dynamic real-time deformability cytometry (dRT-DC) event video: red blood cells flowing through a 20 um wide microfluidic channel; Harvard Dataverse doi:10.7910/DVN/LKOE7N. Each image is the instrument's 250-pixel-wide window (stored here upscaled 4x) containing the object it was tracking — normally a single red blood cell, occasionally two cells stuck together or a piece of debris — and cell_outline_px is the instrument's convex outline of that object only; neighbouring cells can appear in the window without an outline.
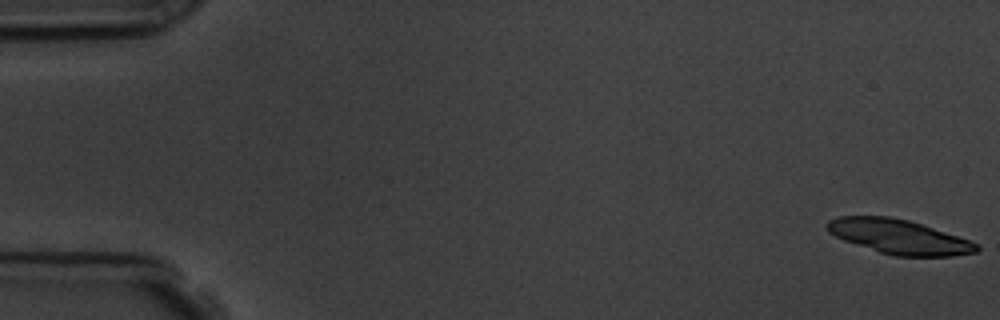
{"species": "common noctule bat (a hibernating species)", "species_latin": "Nyctalus noctula", "temperature_condition": "room temperature", "stored_images_in_passage": 57, "camera_frame_rate_fps": 3000, "um_per_image_px": 0.085, "animal": {"sex": "male", "body_mass_g": 19.5, "forearm_length_mm": 54.6}, "frame": {"image": 1, "passage_image": 1, "time_ms": 0.0, "image_size_px": [1000, 320], "cell_outline_px": [[980, 248], [976, 252], [952, 256], [896, 256], [880, 252], [844, 240], [828, 232], [824, 224], [828, 220], [836, 216], [892, 216], [908, 220], [968, 240], [976, 244]], "centroid_in_image_um": [76.34, 20.11], "position_along_channel_um": 8.7, "area_um2": 29.65}}
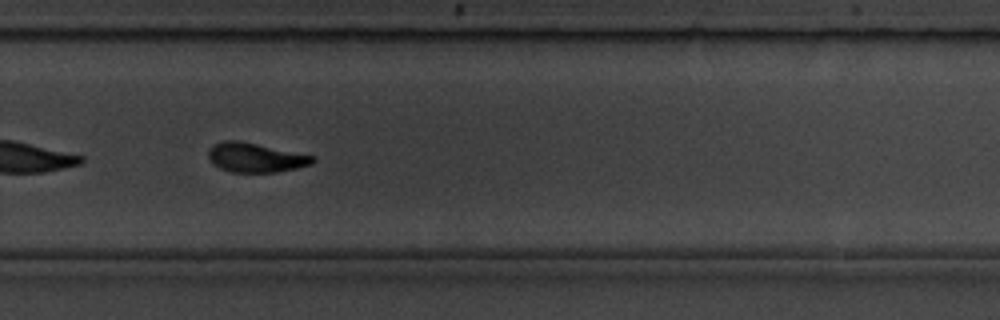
{"frame": {"image": 2, "passage_image": 39, "time_ms": 12.667, "image_size_px": [1000, 320], "cell_outline_px": [[316, 160], [312, 164], [296, 168], [276, 172], [232, 172], [220, 168], [212, 164], [208, 156], [208, 148], [212, 144], [224, 140], [236, 140], [316, 156]], "centroid_in_image_um": [21.69, 13.39], "position_along_channel_um": 308.1, "area_um2": 17.86}, "authors_computed_cell_mechanics": {"area_um2": 18.6116, "velocity_mm_per_s": 3.5995, "shape_relaxation_time_tau1_ms": 2.6566, "shape_relaxation_time_tau2_ms": 3.5662, "deformation_change_tau1": 0.1288, "deformation_change_tau2": 0.1}}